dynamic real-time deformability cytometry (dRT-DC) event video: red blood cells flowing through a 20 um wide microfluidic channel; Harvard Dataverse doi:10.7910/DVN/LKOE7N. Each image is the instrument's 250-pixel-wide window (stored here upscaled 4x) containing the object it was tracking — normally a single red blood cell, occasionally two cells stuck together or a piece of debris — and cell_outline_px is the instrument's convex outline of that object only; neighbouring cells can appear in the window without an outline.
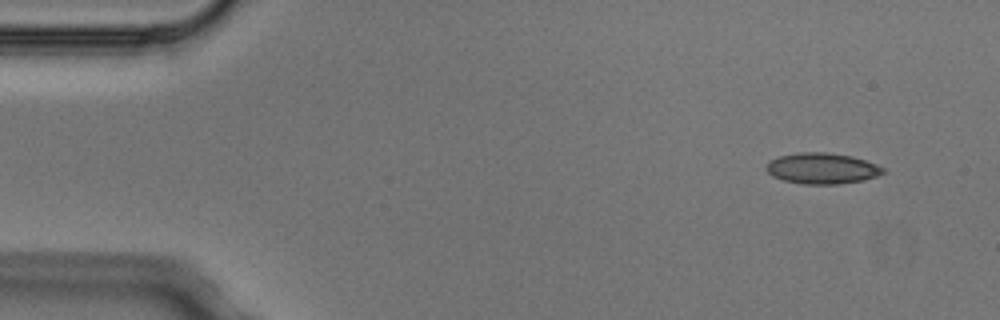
{"species": "Egyptian fruit bat (a non-hibernating species)", "species_latin": "Rousettus aegyptiacus", "temperature_condition": "cold", "stored_images_in_passage": 4, "camera_frame_rate_fps": 3000, "um_per_image_px": 0.085, "animal": {"sex": "male"}, "frame": {"image": 1, "passage_image": 1, "time_ms": 0.0, "image_size_px": [1000, 320], "cell_outline_px": [[884, 172], [876, 176], [864, 180], [836, 184], [804, 184], [784, 180], [772, 176], [764, 168], [768, 160], [780, 156], [800, 152], [828, 152], [852, 156], [876, 164], [884, 168]], "centroid_in_image_um": [69.84, 14.3], "position_along_channel_um": 15.2, "area_um2": 21.04}}
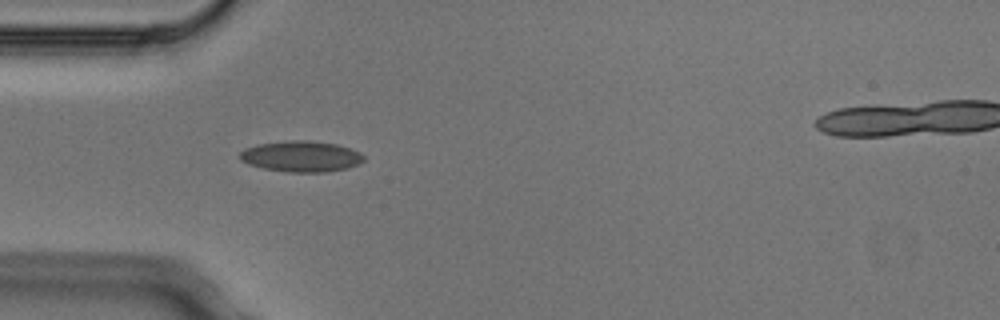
{"frame": {"image": 2, "passage_image": 3, "time_ms": 0.667, "image_size_px": [1000, 320], "cell_outline_px": [[364, 160], [360, 164], [348, 168], [328, 172], [288, 172], [264, 168], [248, 164], [240, 160], [236, 156], [244, 148], [260, 144], [292, 140], [308, 140], [336, 144], [360, 152], [364, 156]], "centroid_in_image_um": [25.59, 13.3], "position_along_channel_um": 59.4, "area_um2": 22.43}}